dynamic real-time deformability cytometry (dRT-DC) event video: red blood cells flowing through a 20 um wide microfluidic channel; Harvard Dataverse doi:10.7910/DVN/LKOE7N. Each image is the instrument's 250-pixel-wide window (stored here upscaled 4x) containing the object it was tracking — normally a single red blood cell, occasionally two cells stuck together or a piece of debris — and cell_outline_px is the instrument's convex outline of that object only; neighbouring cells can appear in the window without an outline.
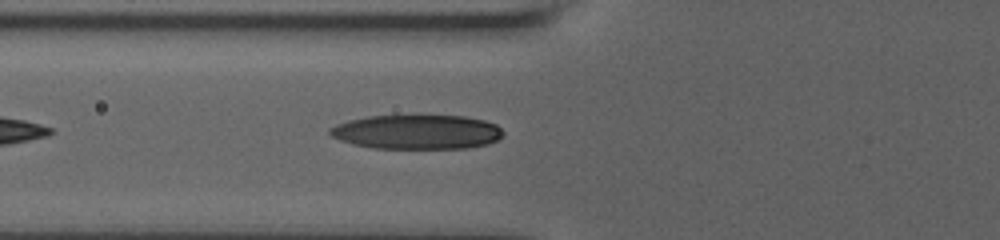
{"species": "human", "species_latin": "Homo sapiens", "temperature_condition": "room temperature", "stored_images_in_passage": 40, "camera_frame_rate_fps": 3000, "um_per_image_px": 0.085, "donor": {"sex": "male"}, "frame": {"image": 1, "passage_image": 5, "time_ms": 1.333, "image_size_px": [1000, 240], "cell_outline_px": [[504, 136], [488, 144], [468, 148], [372, 148], [352, 144], [340, 140], [332, 136], [328, 132], [328, 128], [336, 124], [348, 120], [368, 116], [464, 116], [484, 120], [496, 124], [504, 132]], "centroid_in_image_um": [35.43, 11.22], "position_along_channel_um": 90.4, "area_um2": 34.8}}
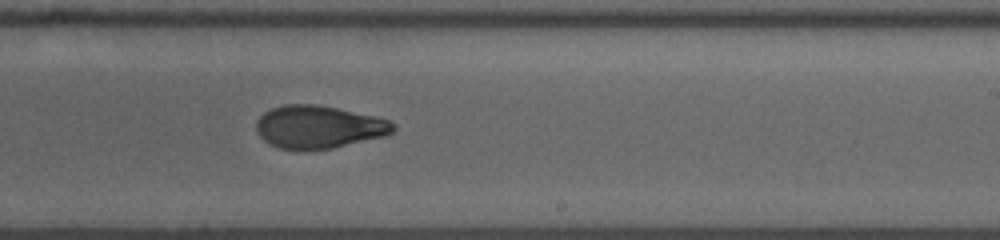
{"frame": {"image": 2, "passage_image": 19, "time_ms": 6.0, "image_size_px": [1000, 240], "cell_outline_px": [[396, 128], [388, 136], [332, 148], [280, 148], [268, 144], [256, 132], [256, 120], [264, 112], [272, 108], [284, 104], [312, 104], [336, 108], [372, 116], [388, 120]], "centroid_in_image_um": [27.07, 10.78], "position_along_channel_um": 261.9, "area_um2": 33.7}}
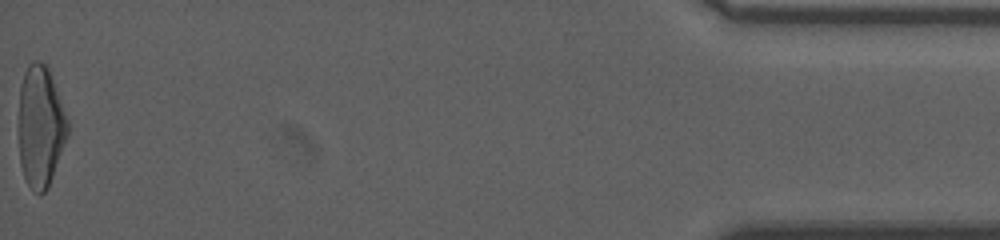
{"frame": {"image": 3, "passage_image": 40, "time_ms": 13.0, "image_size_px": [1000, 240], "cell_outline_px": [[68, 136], [48, 188], [40, 196], [32, 192], [24, 176], [20, 164], [20, 84], [24, 72], [28, 64], [32, 60], [40, 60], [48, 68], [68, 120]], "centroid_in_image_um": [3.45, 10.78], "position_along_channel_um": 431.7, "area_um2": 34.51}, "authors_computed_cell_mechanics": {"area_um2": 34.1887, "velocity_mm_per_s": 3.6677, "shape_relaxation_time_tau1_ms": 10.2155, "shape_relaxation_time_tau2_ms": 2.1896, "deformation_change_tau1": 0.3195, "deformation_change_tau2": 0.0802}}